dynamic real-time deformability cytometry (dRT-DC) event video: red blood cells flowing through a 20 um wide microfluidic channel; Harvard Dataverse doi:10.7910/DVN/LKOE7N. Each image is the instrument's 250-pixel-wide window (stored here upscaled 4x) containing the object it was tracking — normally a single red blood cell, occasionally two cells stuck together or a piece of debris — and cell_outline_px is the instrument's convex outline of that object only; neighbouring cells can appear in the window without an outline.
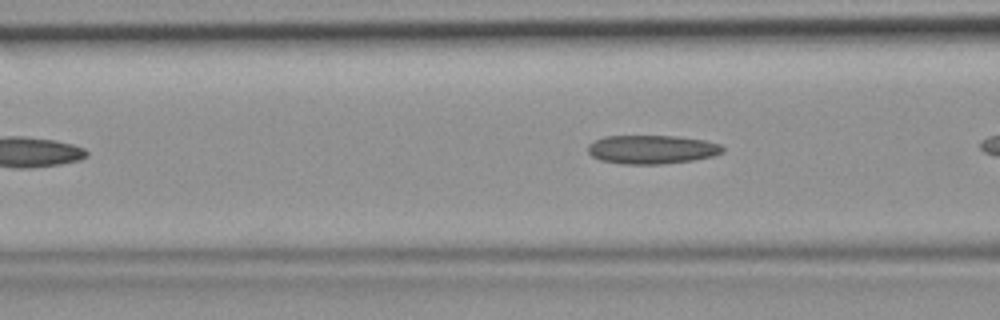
{"species": "common noctule bat (a hibernating species)", "species_latin": "Nyctalus noctula", "temperature_condition": "room temperature", "stored_images_in_passage": 4, "camera_frame_rate_fps": 3000, "um_per_image_px": 0.085, "animal": {"sex": "female", "body_mass_g": 19.9}, "frame": {"image": 1, "passage_image": 4, "time_ms": 1.0, "image_size_px": [1000, 320], "cell_outline_px": [[724, 152], [712, 156], [692, 160], [660, 164], [620, 164], [600, 160], [592, 156], [588, 152], [588, 144], [604, 136], [676, 136], [704, 140], [720, 144], [724, 148]], "centroid_in_image_um": [55.39, 12.7], "position_along_channel_um": 111.2, "area_um2": 22.54}}